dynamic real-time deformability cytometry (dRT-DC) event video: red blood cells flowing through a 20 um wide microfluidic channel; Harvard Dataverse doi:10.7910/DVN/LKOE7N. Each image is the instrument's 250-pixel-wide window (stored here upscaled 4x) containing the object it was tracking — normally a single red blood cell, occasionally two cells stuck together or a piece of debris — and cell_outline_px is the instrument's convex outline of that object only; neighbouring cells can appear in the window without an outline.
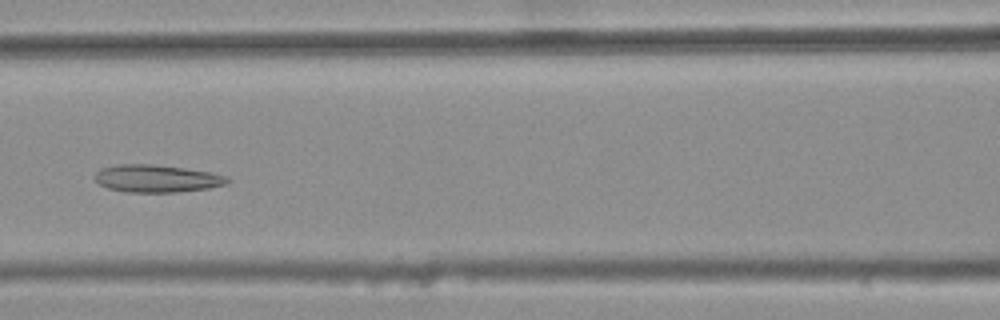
{"species": "common noctule bat (a hibernating species)", "species_latin": "Nyctalus noctula", "temperature_condition": "warm", "stored_images_in_passage": 39, "camera_frame_rate_fps": 3000, "um_per_image_px": 0.085, "animal": {"sex": "female", "body_mass_g": 25.1}, "frame": {"image": 1, "passage_image": 17, "time_ms": 5.333, "image_size_px": [1000, 320], "cell_outline_px": [[232, 180], [228, 184], [208, 188], [180, 192], [124, 192], [108, 188], [100, 184], [92, 176], [100, 168], [116, 164], [152, 164], [184, 168], [212, 172], [228, 176]], "centroid_in_image_um": [13.34, 15.17], "position_along_channel_um": 153.3, "area_um2": 21.56}}
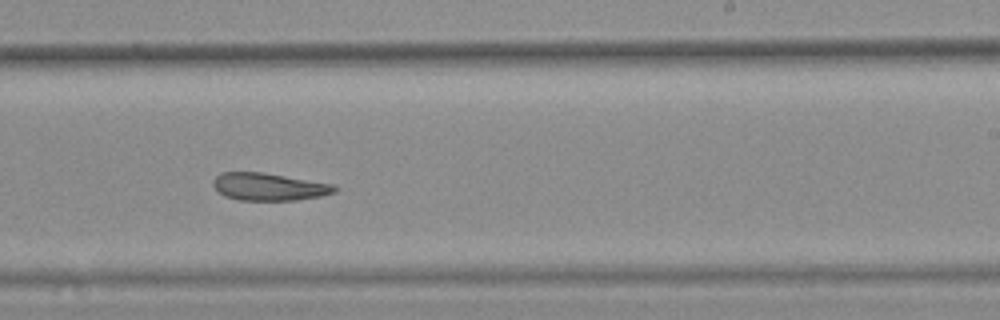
{"frame": {"image": 2, "passage_image": 26, "time_ms": 8.333, "image_size_px": [1000, 320], "cell_outline_px": [[340, 188], [336, 192], [320, 196], [296, 200], [240, 200], [224, 196], [212, 184], [212, 180], [220, 172], [264, 172], [332, 184]], "centroid_in_image_um": [22.86, 15.87], "position_along_channel_um": 266.1, "area_um2": 19.48}}
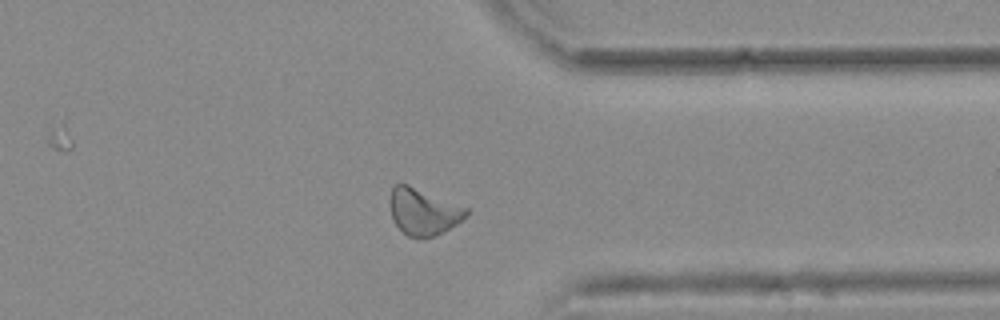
{"frame": {"image": 3, "passage_image": 35, "time_ms": 11.333, "image_size_px": [1000, 320], "cell_outline_px": [[468, 212], [456, 224], [444, 232], [432, 236], [408, 236], [392, 220], [388, 204], [388, 200], [392, 188], [396, 184], [408, 184], [468, 208]], "centroid_in_image_um": [35.93, 17.96], "position_along_channel_um": 375.5, "area_um2": 20.46}, "authors_computed_cell_mechanics": {"area_um2": 20.8658, "velocity_mm_per_s": 3.7755, "shape_relaxation_time_tau1_ms": null, "shape_relaxation_time_tau2_ms": 3.7726, "deformation_change_tau1": null, "deformation_change_tau2": 0.1147}}